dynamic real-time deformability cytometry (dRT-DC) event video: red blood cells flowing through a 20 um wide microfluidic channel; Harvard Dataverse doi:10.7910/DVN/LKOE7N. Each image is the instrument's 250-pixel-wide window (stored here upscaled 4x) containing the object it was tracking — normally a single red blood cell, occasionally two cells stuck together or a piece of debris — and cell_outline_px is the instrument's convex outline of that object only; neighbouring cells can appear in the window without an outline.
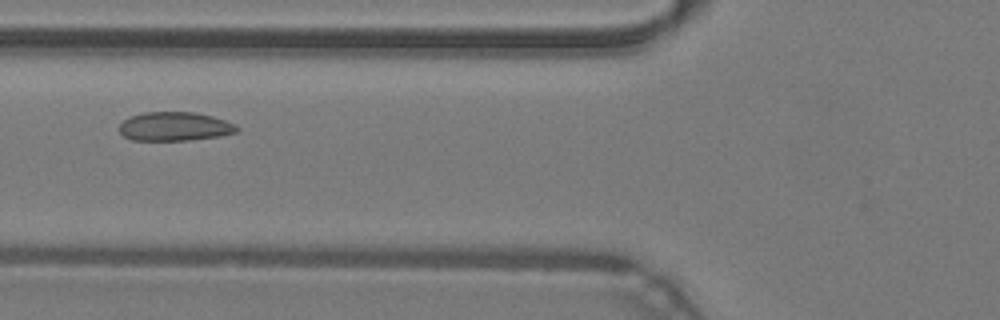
{"species": "common noctule bat (a hibernating species)", "species_latin": "Nyctalus noctula", "temperature_condition": "warm", "stored_images_in_passage": 38, "camera_frame_rate_fps": 3000, "um_per_image_px": 0.085, "animal": {"sex": "male", "body_mass_g": 19.2, "forearm_length_mm": 51.8}, "frame": {"image": 1, "passage_image": 9, "time_ms": 2.667, "image_size_px": [1000, 320], "cell_outline_px": [[240, 128], [236, 132], [220, 136], [188, 140], [132, 140], [124, 136], [120, 132], [120, 124], [124, 120], [132, 116], [144, 112], [196, 112], [212, 116], [236, 124]], "centroid_in_image_um": [14.87, 10.75], "position_along_channel_um": 110.9, "area_um2": 19.71}}
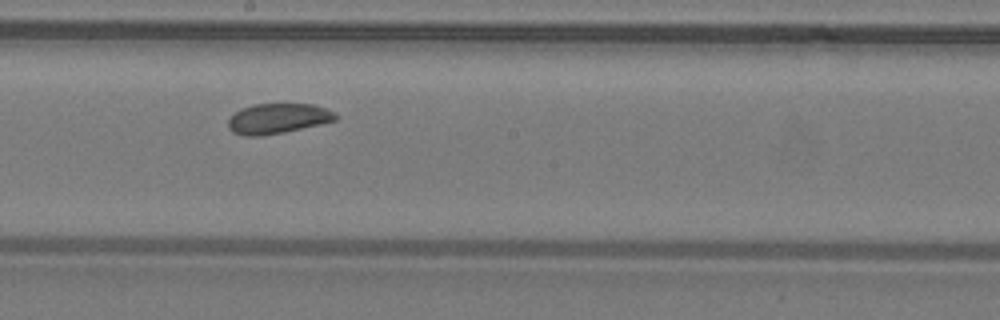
{"frame": {"image": 2, "passage_image": 17, "time_ms": 5.333, "image_size_px": [1000, 320], "cell_outline_px": [[340, 116], [336, 120], [320, 124], [284, 132], [256, 136], [240, 136], [232, 132], [228, 128], [228, 120], [240, 108], [256, 104], [312, 104], [328, 108]], "centroid_in_image_um": [23.62, 10.07], "position_along_channel_um": 224.6, "area_um2": 18.96}}
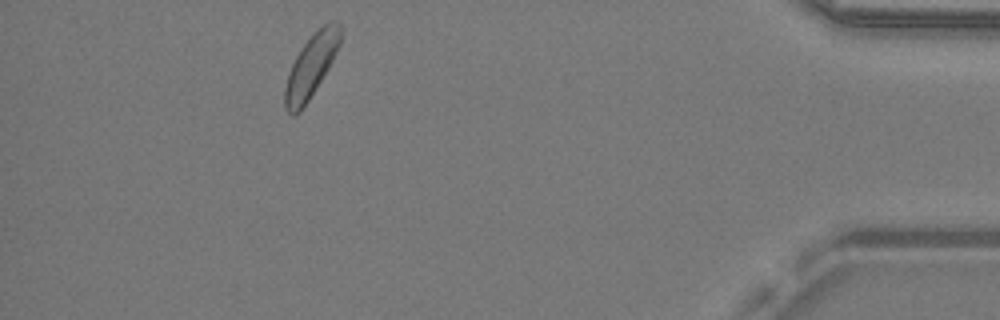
{"frame": {"image": 3, "passage_image": 34, "time_ms": 11.0, "image_size_px": [1000, 320], "cell_outline_px": [[340, 44], [328, 68], [316, 88], [300, 112], [292, 116], [284, 108], [284, 88], [292, 64], [296, 56], [304, 44], [324, 24], [332, 20], [336, 20], [340, 24]], "centroid_in_image_um": [26.43, 5.64], "position_along_channel_um": 408.8, "area_um2": 19.83}, "authors_computed_cell_mechanics": {"area_um2": 19.7965, "velocity_mm_per_s": 4.2572, "shape_relaxation_time_tau1_ms": 2.5002, "shape_relaxation_time_tau2_ms": null, "deformation_change_tau1": 0.0465, "deformation_change_tau2": null}}